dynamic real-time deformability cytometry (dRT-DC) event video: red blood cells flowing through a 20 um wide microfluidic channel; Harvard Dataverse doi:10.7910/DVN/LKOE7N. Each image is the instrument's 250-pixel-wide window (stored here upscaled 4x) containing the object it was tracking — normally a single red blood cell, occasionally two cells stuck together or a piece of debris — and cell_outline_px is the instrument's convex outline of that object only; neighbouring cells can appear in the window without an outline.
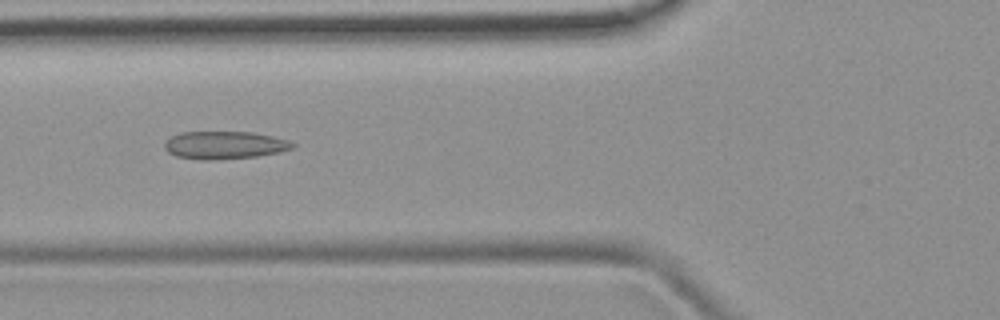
{"species": "common noctule bat (a hibernating species)", "species_latin": "Nyctalus noctula", "temperature_condition": "room temperature", "stored_images_in_passage": 7, "camera_frame_rate_fps": 3000, "um_per_image_px": 0.085, "animal": {"sex": "female", "body_mass_g": 19.9}, "frame": {"image": 1, "passage_image": 6, "time_ms": 5.667, "image_size_px": [1000, 320], "cell_outline_px": [[296, 144], [292, 148], [280, 152], [256, 156], [216, 160], [200, 160], [176, 156], [168, 152], [164, 148], [164, 140], [180, 132], [252, 132], [272, 136], [288, 140]], "centroid_in_image_um": [19.05, 12.34], "position_along_channel_um": 106.7, "area_um2": 20.81}}
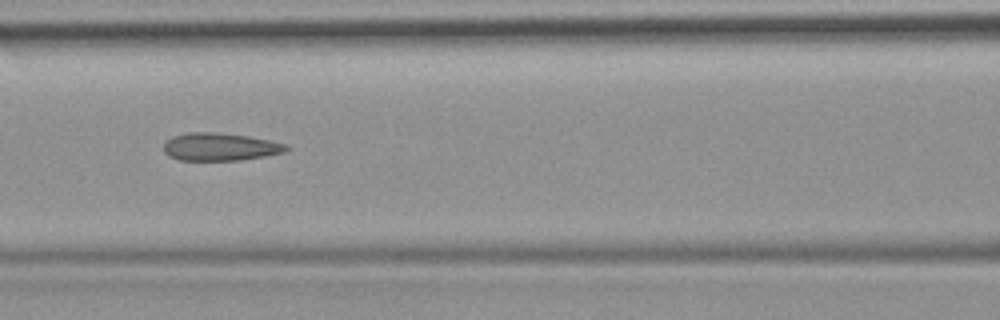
{"frame": {"image": 2, "passage_image": 7, "time_ms": 6.667, "image_size_px": [1000, 320], "cell_outline_px": [[292, 148], [284, 152], [264, 156], [240, 160], [180, 160], [168, 156], [164, 152], [164, 144], [172, 136], [188, 132], [216, 132], [248, 136], [288, 144]], "centroid_in_image_um": [18.72, 12.48], "position_along_channel_um": 147.9, "area_um2": 19.88}}